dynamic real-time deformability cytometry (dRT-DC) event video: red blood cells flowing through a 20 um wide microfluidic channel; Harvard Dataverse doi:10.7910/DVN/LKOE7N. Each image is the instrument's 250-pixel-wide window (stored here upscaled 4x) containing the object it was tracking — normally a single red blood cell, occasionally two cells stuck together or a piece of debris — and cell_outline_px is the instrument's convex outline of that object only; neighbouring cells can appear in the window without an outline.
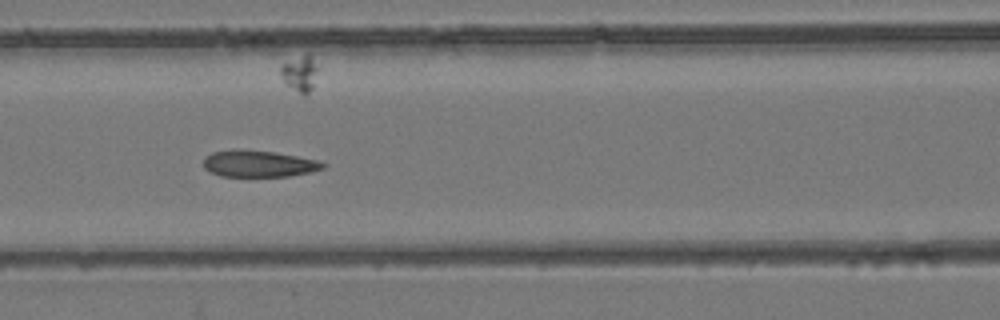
{"species": "common noctule bat (a hibernating species)", "species_latin": "Nyctalus noctula", "temperature_condition": "room temperature", "stored_images_in_passage": 8, "camera_frame_rate_fps": 3000, "um_per_image_px": 0.085, "animal": {"sex": "female", "body_mass_g": 24.6, "forearm_length_mm": 56.2}, "frame": {"image": 1, "passage_image": 6, "time_ms": 6.667, "image_size_px": [1000, 320], "cell_outline_px": [[328, 164], [324, 168], [308, 172], [288, 176], [220, 176], [204, 168], [204, 156], [212, 152], [272, 152], [296, 156], [316, 160]], "centroid_in_image_um": [22.02, 13.95], "position_along_channel_um": 144.6, "area_um2": 17.57}}
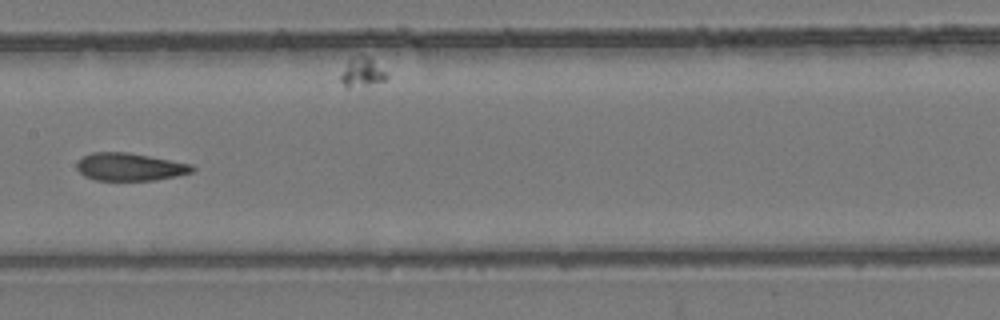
{"frame": {"image": 2, "passage_image": 7, "time_ms": 8.0, "image_size_px": [1000, 320], "cell_outline_px": [[196, 168], [192, 172], [156, 180], [96, 180], [84, 176], [76, 168], [76, 164], [84, 156], [92, 152], [128, 152], [192, 164]], "centroid_in_image_um": [11.03, 14.18], "position_along_channel_um": 196.4, "area_um2": 18.55}}